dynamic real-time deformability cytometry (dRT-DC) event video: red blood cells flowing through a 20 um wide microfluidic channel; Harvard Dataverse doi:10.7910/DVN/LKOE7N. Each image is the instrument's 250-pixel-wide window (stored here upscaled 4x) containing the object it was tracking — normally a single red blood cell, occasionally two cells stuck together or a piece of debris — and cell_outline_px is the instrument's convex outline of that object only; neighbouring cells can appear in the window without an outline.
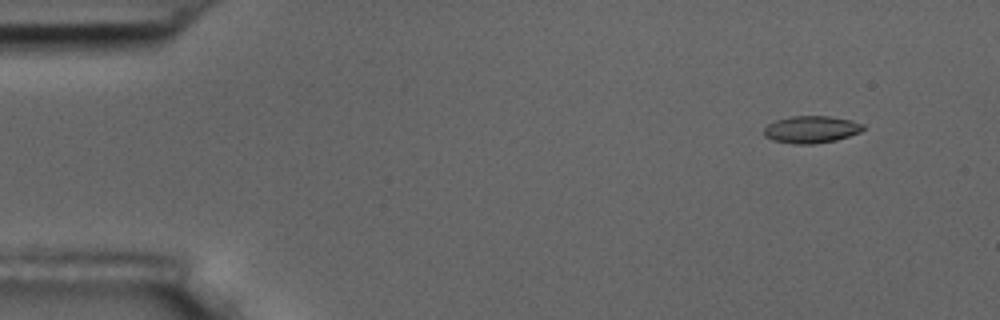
{"species": "common noctule bat (a hibernating species)", "species_latin": "Nyctalus noctula", "temperature_condition": "room temperature", "stored_images_in_passage": 6, "segment_of_instrument_passage": [2, 2], "camera_frame_rate_fps": 3000, "um_per_image_px": 0.085, "animal": {"sex": "male", "body_mass_g": 17.5, "forearm_length_mm": 52.3}, "frame": {"image": 1, "passage_image": 6, "time_ms": 6.667, "image_size_px": [1000, 320], "cell_outline_px": [[864, 128], [860, 132], [836, 140], [812, 144], [792, 144], [772, 140], [764, 136], [764, 128], [768, 124], [776, 120], [792, 116], [832, 116], [852, 120], [864, 124]], "centroid_in_image_um": [68.95, 11.0], "position_along_channel_um": 16.0, "area_um2": 15.78}}